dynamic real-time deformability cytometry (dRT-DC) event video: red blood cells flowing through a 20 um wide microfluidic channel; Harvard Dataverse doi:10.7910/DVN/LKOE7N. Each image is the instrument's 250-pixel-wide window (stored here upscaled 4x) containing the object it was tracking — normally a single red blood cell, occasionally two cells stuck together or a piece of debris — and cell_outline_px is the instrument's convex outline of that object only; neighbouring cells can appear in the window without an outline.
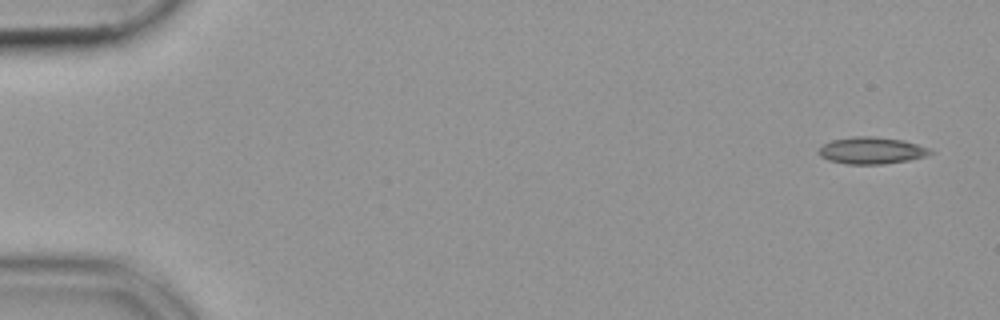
{"species": "common noctule bat (a hibernating species)", "species_latin": "Nyctalus noctula", "temperature_condition": "cold", "stored_images_in_passage": 13, "camera_frame_rate_fps": 3000, "um_per_image_px": 0.085, "animal": {"sex": "female", "body_mass_g": 19.9}, "frame": {"image": 1, "passage_image": 1, "time_ms": 0.0, "image_size_px": [1000, 320], "cell_outline_px": [[932, 152], [924, 156], [908, 160], [884, 164], [848, 164], [828, 160], [820, 156], [820, 148], [824, 144], [832, 140], [852, 136], [876, 136], [904, 140], [928, 148]], "centroid_in_image_um": [74.06, 12.78], "position_along_channel_um": 10.9, "area_um2": 17.28}}